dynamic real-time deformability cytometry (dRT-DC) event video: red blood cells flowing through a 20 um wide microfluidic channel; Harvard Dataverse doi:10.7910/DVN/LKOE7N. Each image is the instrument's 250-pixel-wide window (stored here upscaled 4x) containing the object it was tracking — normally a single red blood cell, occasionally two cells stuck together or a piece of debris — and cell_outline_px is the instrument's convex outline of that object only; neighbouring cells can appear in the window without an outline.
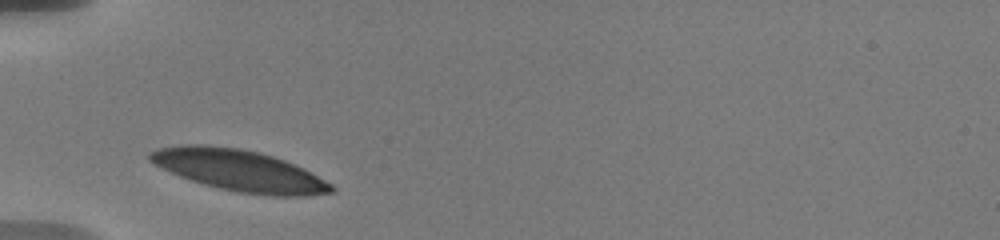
{"species": "human", "species_latin": "Homo sapiens", "temperature_condition": "warm", "stored_images_in_passage": 14, "camera_frame_rate_fps": 3000, "um_per_image_px": 0.085, "donor": {"sex": "male"}, "frame": {"image": 1, "passage_image": 1, "time_ms": 0.0, "image_size_px": [1000, 240], "cell_outline_px": [[336, 192], [308, 196], [272, 196], [240, 192], [220, 188], [204, 184], [180, 176], [148, 160], [148, 152], [156, 148], [180, 144], [208, 144], [240, 148], [260, 152], [296, 164], [304, 168], [332, 184], [336, 188]], "centroid_in_image_um": [20.37, 14.48], "position_along_channel_um": 64.6, "area_um2": 43.87}}
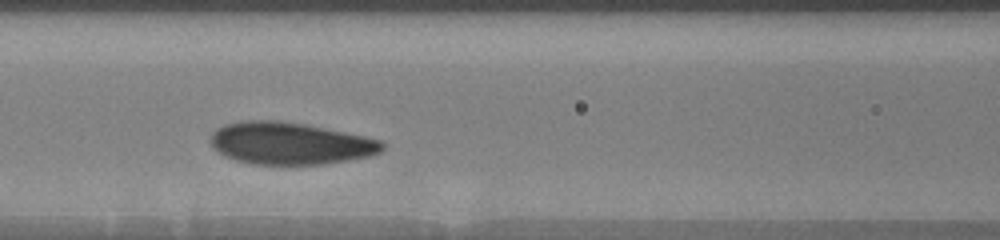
{"frame": {"image": 2, "passage_image": 6, "time_ms": 2.333, "image_size_px": [1000, 240], "cell_outline_px": [[384, 148], [380, 152], [368, 156], [348, 160], [324, 164], [252, 164], [236, 160], [224, 156], [212, 148], [208, 140], [212, 132], [216, 128], [224, 124], [240, 120], [276, 120], [304, 124], [364, 136], [380, 140], [384, 144]], "centroid_in_image_um": [24.57, 12.18], "position_along_channel_um": 142.0, "area_um2": 42.31}}
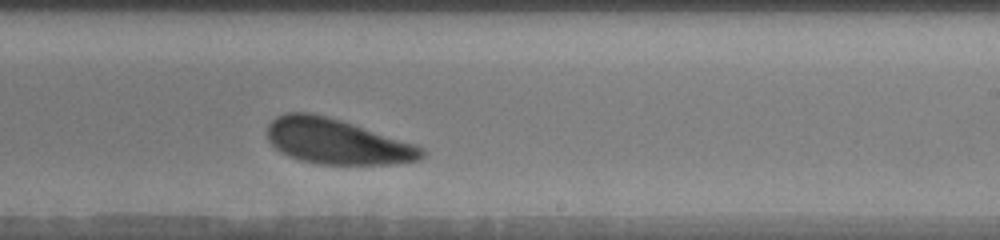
{"frame": {"image": 3, "passage_image": 14, "time_ms": 5.667, "image_size_px": [1000, 240], "cell_outline_px": [[424, 156], [420, 160], [396, 164], [316, 164], [300, 160], [288, 156], [280, 152], [268, 140], [268, 124], [276, 116], [284, 112], [312, 112], [328, 116], [416, 144], [424, 148]], "centroid_in_image_um": [28.63, 12.02], "position_along_channel_um": 260.4, "area_um2": 40.98}}